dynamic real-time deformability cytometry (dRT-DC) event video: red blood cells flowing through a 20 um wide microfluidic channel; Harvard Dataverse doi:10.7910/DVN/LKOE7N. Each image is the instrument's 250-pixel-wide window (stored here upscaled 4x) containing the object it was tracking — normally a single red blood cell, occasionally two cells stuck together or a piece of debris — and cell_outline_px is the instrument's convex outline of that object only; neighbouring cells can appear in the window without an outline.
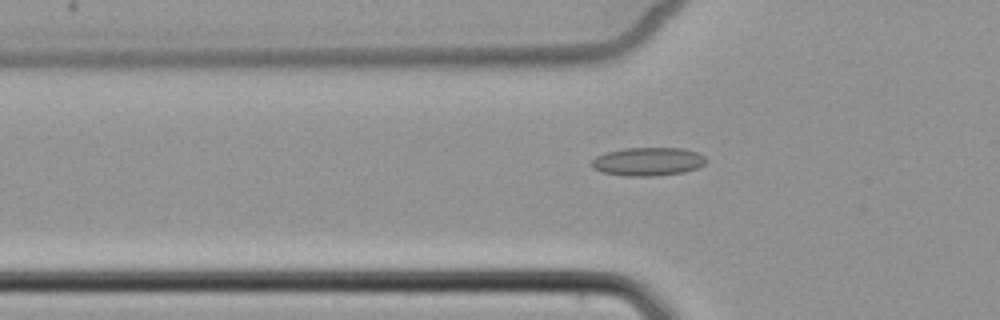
{"species": "common noctule bat (a hibernating species)", "species_latin": "Nyctalus noctula", "temperature_condition": "cold", "stored_images_in_passage": 4, "segment_of_instrument_passage": [2, 2], "camera_frame_rate_fps": 3000, "um_per_image_px": 0.085, "animal": {"sex": "female", "body_mass_g": 22.7, "forearm_length_mm": 54.2}, "frame": {"image": 1, "passage_image": 4, "time_ms": 3.667, "image_size_px": [1000, 320], "cell_outline_px": [[708, 160], [704, 164], [696, 168], [684, 172], [652, 176], [624, 176], [600, 172], [592, 168], [592, 160], [596, 156], [608, 152], [624, 148], [684, 148], [696, 152], [704, 156]], "centroid_in_image_um": [55.07, 13.73], "position_along_channel_um": 70.7, "area_um2": 18.96}}